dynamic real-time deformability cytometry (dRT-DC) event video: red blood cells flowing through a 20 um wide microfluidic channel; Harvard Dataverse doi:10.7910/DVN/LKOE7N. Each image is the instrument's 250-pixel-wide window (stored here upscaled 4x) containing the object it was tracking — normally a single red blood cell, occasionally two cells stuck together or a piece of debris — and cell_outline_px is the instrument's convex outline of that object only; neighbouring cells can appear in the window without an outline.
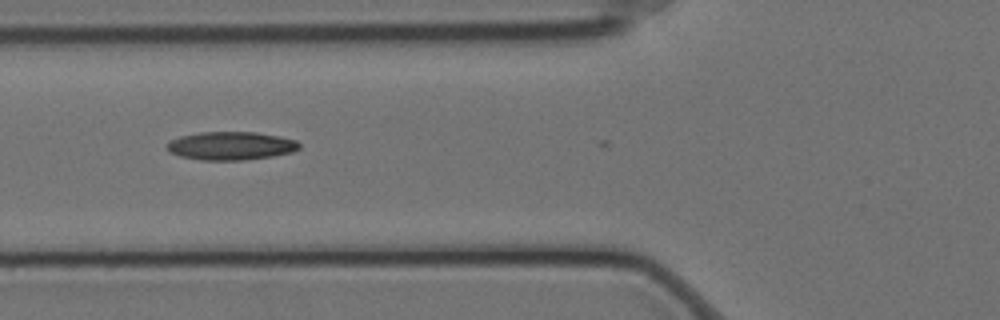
{"species": "Egyptian fruit bat (a non-hibernating species)", "species_latin": "Rousettus aegyptiacus", "temperature_condition": "cold", "stored_images_in_passage": 3, "camera_frame_rate_fps": 3000, "um_per_image_px": 0.085, "animal": {"sex": "female"}, "frame": {"image": 1, "passage_image": 2, "time_ms": 0.333, "image_size_px": [1000, 320], "cell_outline_px": [[300, 148], [292, 152], [272, 156], [244, 160], [200, 160], [180, 156], [168, 152], [168, 140], [180, 136], [200, 132], [256, 132], [280, 136], [296, 140], [300, 144]], "centroid_in_image_um": [19.62, 12.39], "position_along_channel_um": 106.2, "area_um2": 21.91}}